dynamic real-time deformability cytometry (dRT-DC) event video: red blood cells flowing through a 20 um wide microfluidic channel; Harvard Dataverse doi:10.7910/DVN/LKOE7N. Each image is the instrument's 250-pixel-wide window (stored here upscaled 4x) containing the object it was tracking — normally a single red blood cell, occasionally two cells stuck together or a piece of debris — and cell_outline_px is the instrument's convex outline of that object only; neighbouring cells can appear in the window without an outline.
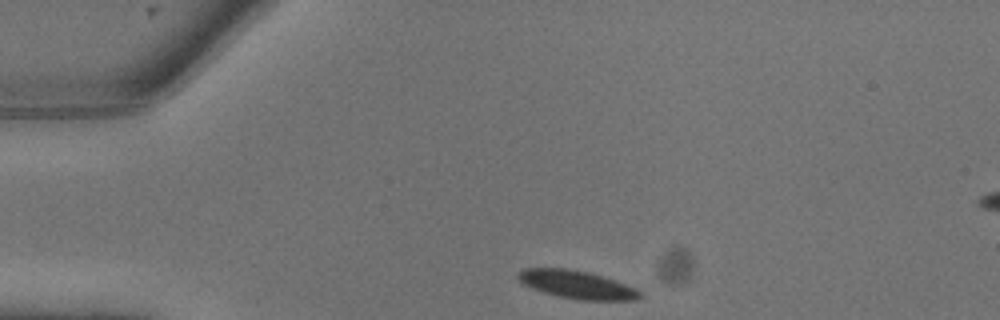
{"species": "common noctule bat (a hibernating species)", "species_latin": "Nyctalus noctula", "temperature_condition": "warm", "stored_images_in_passage": 6, "camera_frame_rate_fps": 3000, "um_per_image_px": 0.085, "animal": {"sex": "male", "body_mass_g": 13.3}, "frame": {"image": 1, "passage_image": 1, "time_ms": 0.0, "image_size_px": [1000, 320], "cell_outline_px": [[644, 296], [636, 300], [576, 300], [544, 292], [532, 288], [524, 284], [516, 276], [516, 272], [524, 268], [572, 268], [588, 272], [616, 280], [636, 288], [644, 292]], "centroid_in_image_um": [49.08, 24.19], "position_along_channel_um": 35.9, "area_um2": 20.17}}
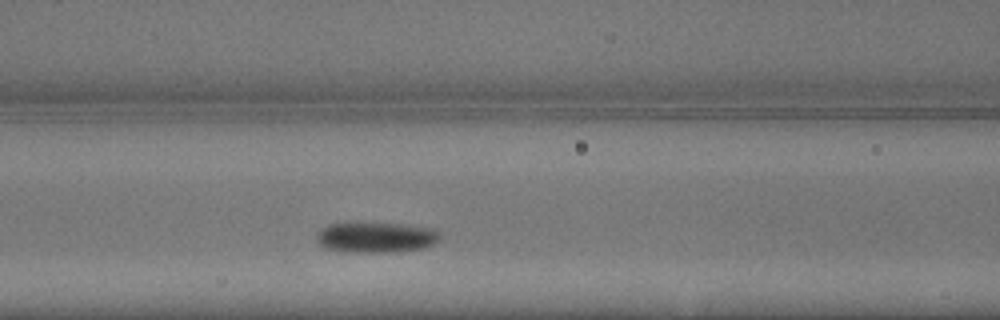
{"frame": {"image": 2, "passage_image": 6, "time_ms": 1.667, "image_size_px": [1000, 320], "cell_outline_px": [[440, 240], [428, 248], [392, 252], [344, 252], [324, 248], [316, 244], [316, 232], [320, 228], [328, 224], [400, 224], [432, 228], [440, 232]], "centroid_in_image_um": [31.94, 20.2], "position_along_channel_um": 134.7, "area_um2": 22.14}}